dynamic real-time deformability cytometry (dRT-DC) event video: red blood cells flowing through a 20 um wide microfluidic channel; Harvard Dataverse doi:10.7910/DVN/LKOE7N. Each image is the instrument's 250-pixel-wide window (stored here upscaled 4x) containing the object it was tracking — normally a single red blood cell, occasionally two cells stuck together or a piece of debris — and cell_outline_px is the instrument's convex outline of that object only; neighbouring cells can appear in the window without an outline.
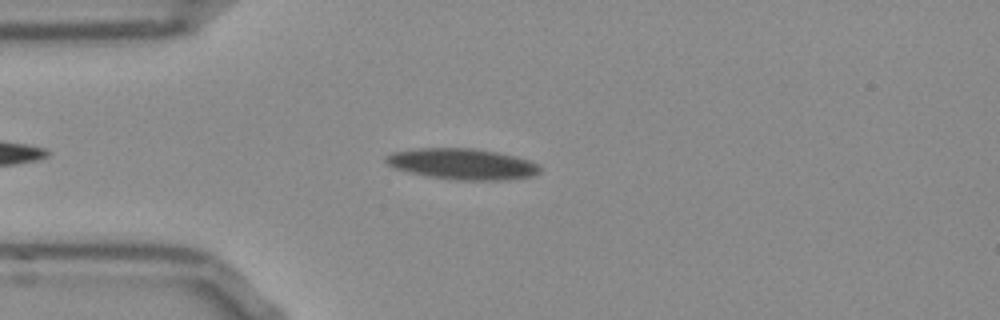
{"species": "Egyptian fruit bat (a non-hibernating species)", "species_latin": "Rousettus aegyptiacus", "temperature_condition": "room temperature", "stored_images_in_passage": 46, "camera_frame_rate_fps": 3000, "um_per_image_px": 0.085, "frame": {"image": 1, "passage_image": 6, "time_ms": 1.667, "image_size_px": [1000, 320], "cell_outline_px": [[540, 172], [532, 176], [508, 180], [452, 180], [428, 176], [396, 168], [388, 164], [384, 160], [392, 152], [420, 148], [472, 148], [496, 152], [528, 160], [536, 164], [540, 168]], "centroid_in_image_um": [39.31, 13.95], "position_along_channel_um": 45.7, "area_um2": 27.46}}
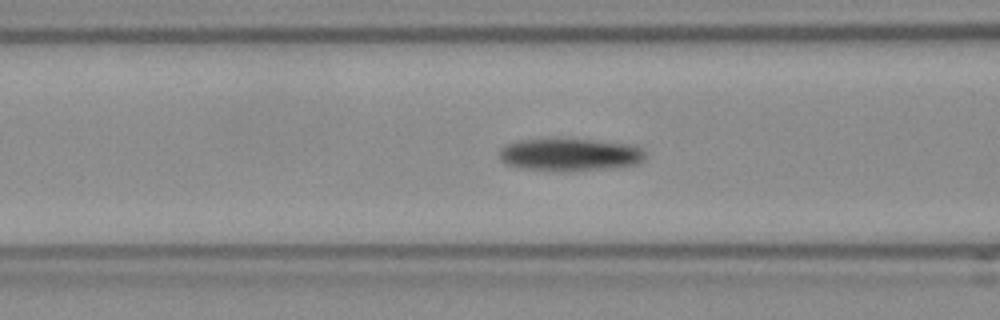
{"frame": {"image": 2, "passage_image": 13, "time_ms": 4.0, "image_size_px": [1000, 320], "cell_outline_px": [[644, 160], [636, 164], [572, 172], [560, 172], [520, 168], [508, 164], [500, 160], [500, 148], [504, 144], [516, 140], [556, 136], [636, 144], [644, 152]], "centroid_in_image_um": [48.38, 13.1], "position_along_channel_um": 118.2, "area_um2": 28.96}}
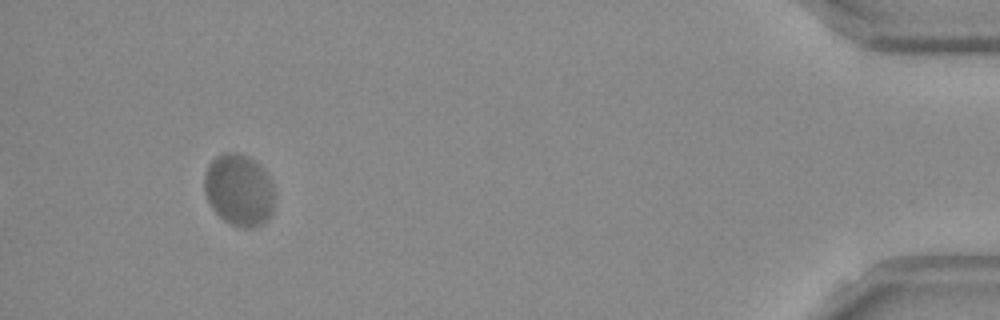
{"frame": {"image": 3, "passage_image": 43, "time_ms": 14.0, "image_size_px": [1000, 320], "cell_outline_px": [[272, 212], [268, 220], [264, 224], [252, 228], [244, 228], [232, 224], [224, 220], [212, 208], [204, 192], [204, 176], [208, 164], [216, 156], [224, 152], [236, 152], [248, 156], [264, 168], [272, 184]], "centroid_in_image_um": [20.3, 16.14], "position_along_channel_um": 414.9, "area_um2": 29.48}, "authors_computed_cell_mechanics": {"area_um2": 27.7151, "velocity_mm_per_s": 3.7054, "shape_relaxation_time_tau1_ms": 9.549, "shape_relaxation_time_tau2_ms": null, "deformation_change_tau1": 0.2041, "deformation_change_tau2": null}}